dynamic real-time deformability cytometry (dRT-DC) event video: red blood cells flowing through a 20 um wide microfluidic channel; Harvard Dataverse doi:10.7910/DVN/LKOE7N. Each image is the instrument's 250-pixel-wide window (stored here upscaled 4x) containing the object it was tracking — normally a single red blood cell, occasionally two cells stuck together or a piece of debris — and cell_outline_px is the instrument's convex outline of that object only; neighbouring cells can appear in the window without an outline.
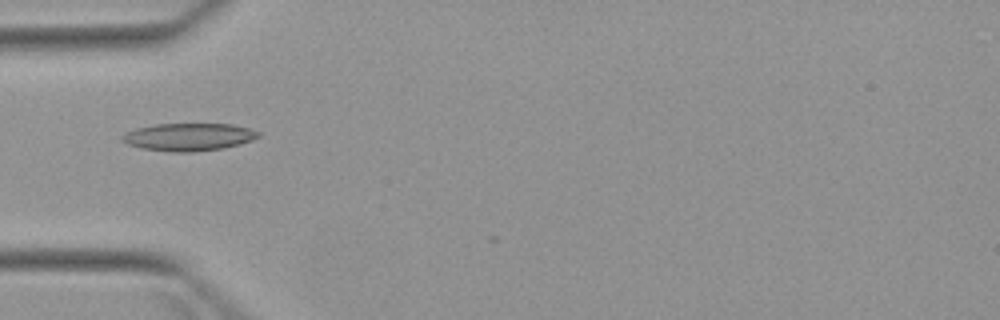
{"species": "Egyptian fruit bat (a non-hibernating species)", "species_latin": "Rousettus aegyptiacus", "temperature_condition": "warm", "stored_images_in_passage": 4, "camera_frame_rate_fps": 3000, "um_per_image_px": 0.085, "animal": {"sex": "female"}, "frame": {"image": 1, "passage_image": 4, "time_ms": 4.667, "image_size_px": [1000, 320], "cell_outline_px": [[260, 136], [252, 140], [240, 144], [224, 148], [192, 152], [172, 152], [140, 148], [128, 144], [120, 140], [120, 136], [124, 132], [136, 128], [156, 124], [232, 124], [248, 128], [260, 132]], "centroid_in_image_um": [16.0, 11.64], "position_along_channel_um": 69.0, "area_um2": 22.08}}